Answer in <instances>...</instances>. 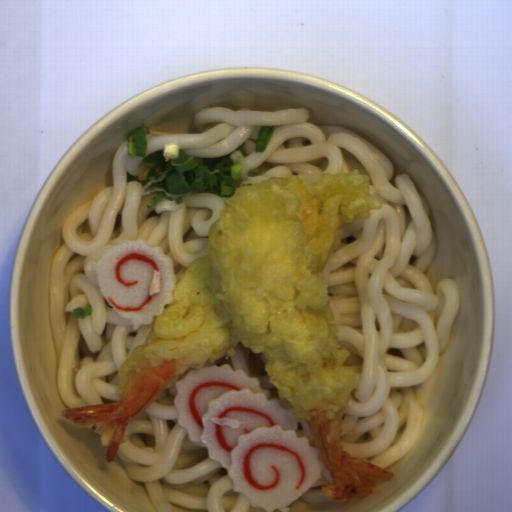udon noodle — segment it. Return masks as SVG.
I'll list each match as a JSON object with an SVG mask.
<instances>
[{
    "instance_id": "1",
    "label": "udon noodle",
    "mask_w": 512,
    "mask_h": 512,
    "mask_svg": "<svg viewBox=\"0 0 512 512\" xmlns=\"http://www.w3.org/2000/svg\"><path fill=\"white\" fill-rule=\"evenodd\" d=\"M309 116L303 106L213 105L142 126L149 131L147 155L175 145L197 159H218L244 144L240 186L314 173L367 175L381 209L370 210L369 220L344 224L322 277L349 354L342 366L357 380L341 420L340 445L386 470L419 439L424 417L415 391L447 348L460 287L451 276L436 282L428 274L439 244L428 199L411 176L395 173L393 160L360 134L308 122ZM262 125L275 128L263 153L255 150Z\"/></svg>"
},
{
    "instance_id": "2",
    "label": "udon noodle",
    "mask_w": 512,
    "mask_h": 512,
    "mask_svg": "<svg viewBox=\"0 0 512 512\" xmlns=\"http://www.w3.org/2000/svg\"><path fill=\"white\" fill-rule=\"evenodd\" d=\"M129 154L127 141L112 161V186L63 219V243L54 254L48 282L50 333L58 367L56 387L68 409L120 400L119 370L133 349L144 346L153 324L134 328L103 297L91 268L118 243L140 239L171 260L176 285L196 258L206 255L209 230L227 207L214 193L191 194L176 211L148 210L161 191L142 196L141 182L128 183L150 164ZM92 306L74 319L73 310Z\"/></svg>"
},
{
    "instance_id": "3",
    "label": "udon noodle",
    "mask_w": 512,
    "mask_h": 512,
    "mask_svg": "<svg viewBox=\"0 0 512 512\" xmlns=\"http://www.w3.org/2000/svg\"><path fill=\"white\" fill-rule=\"evenodd\" d=\"M174 384L127 423L117 452L131 480L143 482L160 512H311L325 503L322 485L333 483L326 467L296 503L266 511L236 494L227 471L210 460L179 424Z\"/></svg>"
},
{
    "instance_id": "4",
    "label": "udon noodle",
    "mask_w": 512,
    "mask_h": 512,
    "mask_svg": "<svg viewBox=\"0 0 512 512\" xmlns=\"http://www.w3.org/2000/svg\"><path fill=\"white\" fill-rule=\"evenodd\" d=\"M235 350L236 354L228 359L223 358L215 362L208 361L203 364V368L230 364L232 370L244 371L250 378L259 379L262 389L269 391L272 399L283 398L278 395V389L270 382L266 373L265 365L267 363V357L263 353H255L245 345L239 343L235 346Z\"/></svg>"
}]
</instances>
